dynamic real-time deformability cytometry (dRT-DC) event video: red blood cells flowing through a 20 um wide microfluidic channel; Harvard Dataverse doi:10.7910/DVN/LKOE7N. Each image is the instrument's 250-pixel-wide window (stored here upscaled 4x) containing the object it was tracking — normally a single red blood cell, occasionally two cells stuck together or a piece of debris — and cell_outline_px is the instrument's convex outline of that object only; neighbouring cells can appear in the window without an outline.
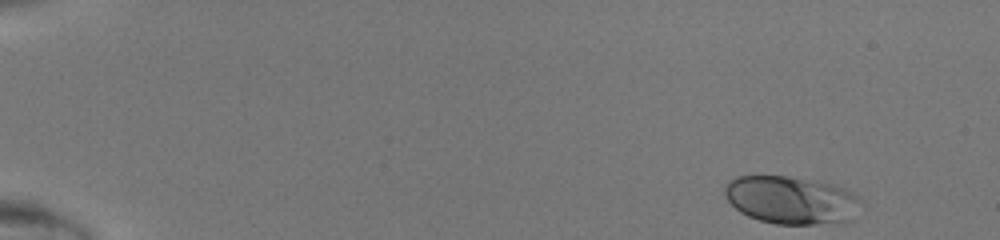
{"species": "human", "species_latin": "Homo sapiens", "temperature_condition": "room temperature", "stored_images_in_passage": 44, "camera_frame_rate_fps": 3000, "um_per_image_px": 0.085, "donor": {"sex": "male"}, "frame": {"image": 1, "passage_image": 1, "time_ms": 0.0, "image_size_px": [1000, 240], "cell_outline_px": [[856, 200], [852, 220], [844, 224], [776, 224], [760, 220], [748, 216], [740, 212], [728, 200], [724, 192], [724, 188], [728, 180], [736, 176], [788, 176], [816, 180], [832, 184], [844, 188], [856, 196]], "centroid_in_image_um": [67.2, 17.01], "position_along_channel_um": 17.8, "area_um2": 37.86}}
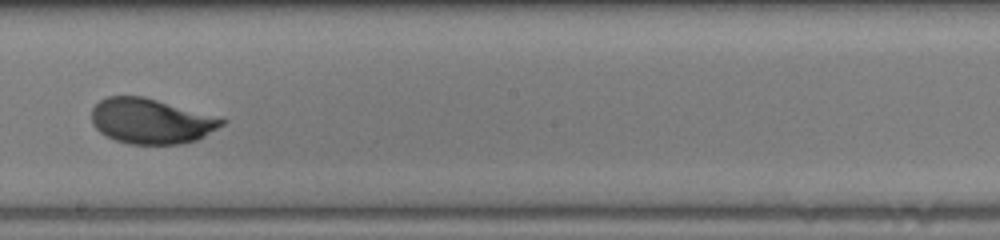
{"frame": {"image": 2, "passage_image": 26, "time_ms": 8.333, "image_size_px": [1000, 240], "cell_outline_px": [[228, 120], [224, 124], [204, 136], [196, 140], [180, 144], [128, 144], [116, 140], [100, 132], [92, 124], [92, 108], [100, 100], [108, 96], [144, 96], [224, 116]], "centroid_in_image_um": [12.92, 10.27], "position_along_channel_um": 235.3, "area_um2": 34.91}}
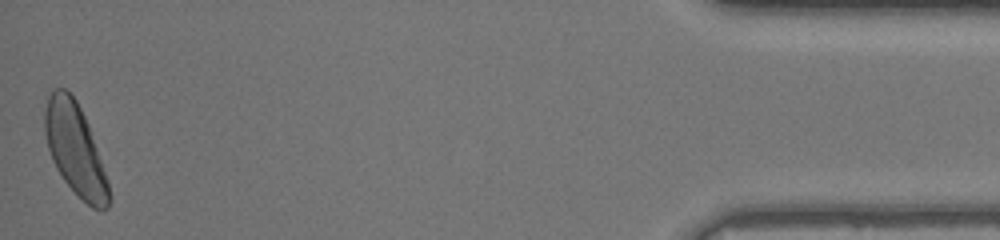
{"frame": {"image": 3, "passage_image": 44, "time_ms": 14.333, "image_size_px": [1000, 240], "cell_outline_px": [[112, 200], [108, 208], [100, 212], [92, 208], [64, 180], [56, 168], [52, 160], [48, 148], [44, 132], [44, 112], [48, 96], [56, 88], [64, 88], [76, 100], [88, 124], [108, 180], [112, 196]], "centroid_in_image_um": [6.41, 12.74], "position_along_channel_um": 428.8, "area_um2": 34.04}}